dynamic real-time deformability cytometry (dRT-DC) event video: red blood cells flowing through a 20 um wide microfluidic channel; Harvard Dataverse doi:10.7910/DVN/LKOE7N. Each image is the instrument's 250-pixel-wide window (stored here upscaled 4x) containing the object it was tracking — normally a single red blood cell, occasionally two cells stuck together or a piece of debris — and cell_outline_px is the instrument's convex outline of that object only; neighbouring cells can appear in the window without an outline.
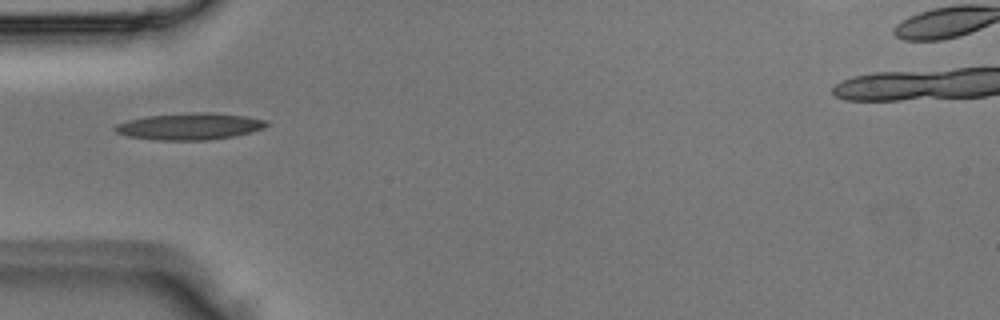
{"species": "Egyptian fruit bat (a non-hibernating species)", "species_latin": "Rousettus aegyptiacus", "temperature_condition": "room temperature", "stored_images_in_passage": 2, "camera_frame_rate_fps": 3000, "um_per_image_px": 0.085, "animal": {"sex": "male"}, "frame": {"image": 1, "passage_image": 2, "time_ms": 0.333, "image_size_px": [1000, 320], "cell_outline_px": [[268, 124], [264, 128], [252, 132], [232, 136], [208, 140], [156, 140], [128, 136], [116, 132], [112, 128], [116, 124], [128, 120], [148, 116], [200, 112], [212, 112], [244, 116], [268, 120]], "centroid_in_image_um": [16.13, 10.74], "position_along_channel_um": 68.9, "area_um2": 23.47}}